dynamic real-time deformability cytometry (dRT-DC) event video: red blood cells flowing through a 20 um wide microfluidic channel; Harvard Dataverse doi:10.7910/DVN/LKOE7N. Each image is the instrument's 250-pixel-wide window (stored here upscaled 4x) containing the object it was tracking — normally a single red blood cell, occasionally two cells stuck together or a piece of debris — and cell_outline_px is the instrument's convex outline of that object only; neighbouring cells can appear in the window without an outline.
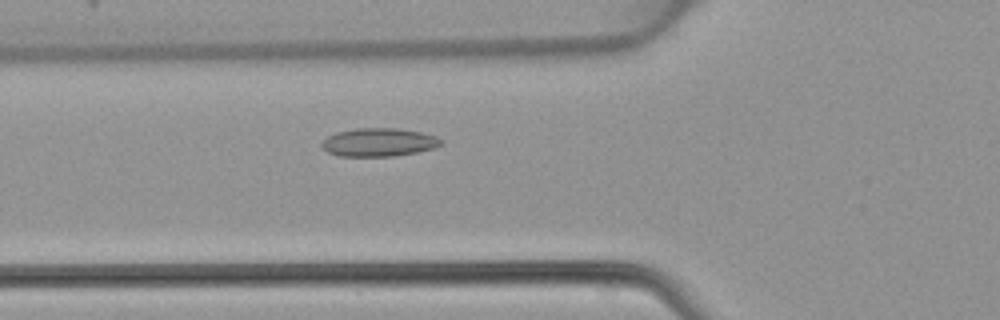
{"species": "common noctule bat (a hibernating species)", "species_latin": "Nyctalus noctula", "temperature_condition": "warm", "stored_images_in_passage": 41, "camera_frame_rate_fps": 3000, "um_per_image_px": 0.085, "animal": {"sex": "female", "body_mass_g": 22.7, "forearm_length_mm": 54.2}, "frame": {"image": 1, "passage_image": 11, "time_ms": 3.333, "image_size_px": [1000, 320], "cell_outline_px": [[444, 144], [432, 148], [416, 152], [396, 156], [340, 156], [328, 152], [320, 144], [328, 136], [336, 132], [356, 128], [396, 128], [420, 132], [436, 136], [444, 140]], "centroid_in_image_um": [32.22, 12.09], "position_along_channel_um": 93.6, "area_um2": 19.65}}
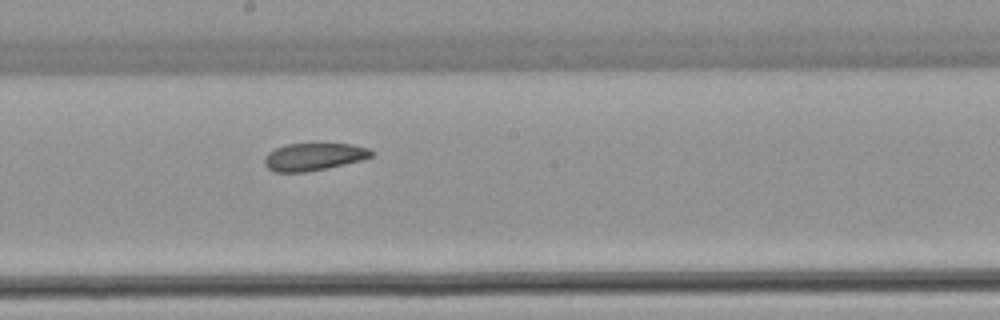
{"frame": {"image": 2, "passage_image": 20, "time_ms": 6.333, "image_size_px": [1000, 320], "cell_outline_px": [[372, 156], [364, 160], [328, 168], [304, 172], [272, 172], [264, 164], [264, 156], [268, 152], [276, 148], [288, 144], [316, 140], [352, 144], [368, 148], [372, 152]], "centroid_in_image_um": [26.68, 13.27], "position_along_channel_um": 221.5, "area_um2": 18.09}}
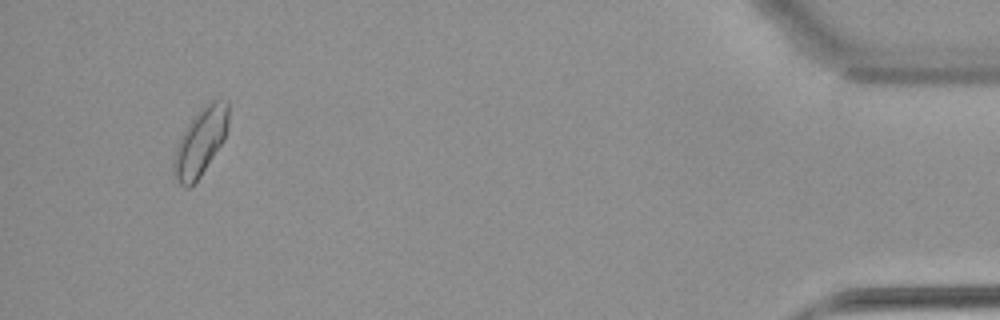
{"frame": {"image": 3, "passage_image": 39, "time_ms": 12.667, "image_size_px": [1000, 320], "cell_outline_px": [[228, 128], [224, 140], [200, 176], [188, 188], [184, 188], [176, 180], [172, 172], [172, 160], [180, 136], [196, 112], [204, 104], [212, 100], [228, 100]], "centroid_in_image_um": [17.02, 12.05], "position_along_channel_um": 418.2, "area_um2": 21.62}}